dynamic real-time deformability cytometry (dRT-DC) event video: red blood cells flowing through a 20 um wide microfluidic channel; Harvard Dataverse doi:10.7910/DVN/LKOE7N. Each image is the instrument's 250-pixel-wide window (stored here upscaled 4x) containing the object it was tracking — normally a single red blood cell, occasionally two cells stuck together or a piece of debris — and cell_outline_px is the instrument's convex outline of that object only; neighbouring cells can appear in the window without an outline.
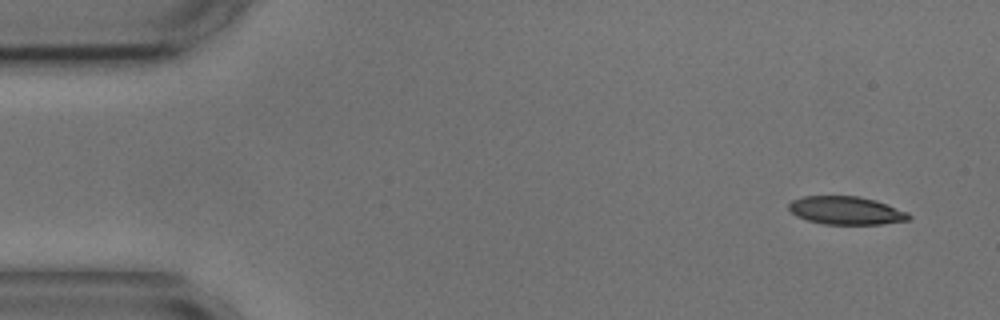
{"species": "common noctule bat (a hibernating species)", "species_latin": "Nyctalus noctula", "temperature_condition": "cold", "stored_images_in_passage": 3, "camera_frame_rate_fps": 3000, "um_per_image_px": 0.085, "animal": {"sex": "male", "body_mass_g": 17.9, "forearm_length_mm": 54.2}, "frame": {"image": 1, "passage_image": 1, "time_ms": 0.0, "image_size_px": [1000, 320], "cell_outline_px": [[912, 216], [908, 220], [880, 224], [824, 224], [808, 220], [796, 216], [788, 208], [788, 204], [792, 200], [804, 196], [856, 196], [876, 200], [908, 212]], "centroid_in_image_um": [71.91, 17.89], "position_along_channel_um": 13.1, "area_um2": 19.59}}
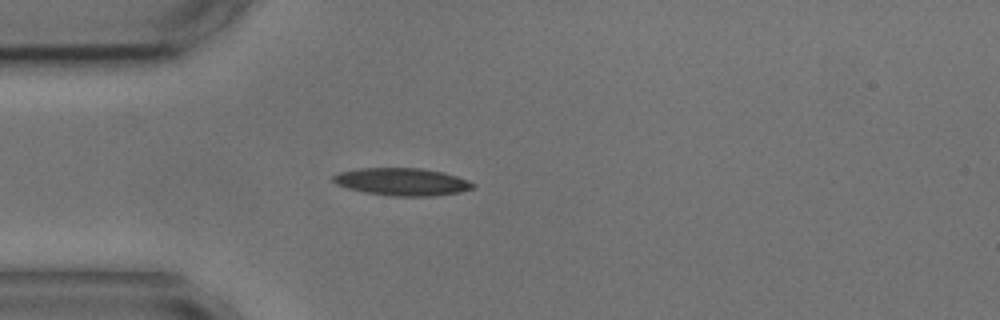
{"frame": {"image": 2, "passage_image": 3, "time_ms": 3.667, "image_size_px": [1000, 320], "cell_outline_px": [[476, 188], [460, 192], [436, 196], [392, 196], [364, 192], [348, 188], [336, 184], [332, 180], [332, 176], [340, 172], [356, 168], [420, 168], [444, 172], [468, 180], [476, 184]], "centroid_in_image_um": [34.2, 15.45], "position_along_channel_um": 50.8, "area_um2": 22.6}}